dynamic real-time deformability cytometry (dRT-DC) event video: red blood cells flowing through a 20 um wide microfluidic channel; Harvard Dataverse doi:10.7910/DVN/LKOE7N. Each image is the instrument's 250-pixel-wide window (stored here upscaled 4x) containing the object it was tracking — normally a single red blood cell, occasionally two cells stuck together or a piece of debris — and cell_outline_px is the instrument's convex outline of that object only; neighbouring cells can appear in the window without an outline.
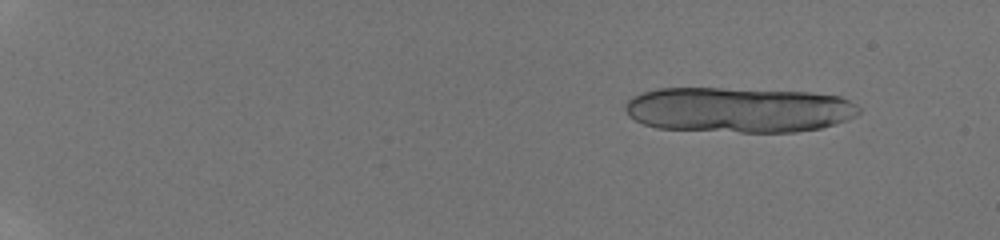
{"species": "human", "species_latin": "Homo sapiens", "temperature_condition": "room temperature", "stored_images_in_passage": 21, "camera_frame_rate_fps": 3000, "um_per_image_px": 0.085, "donor": {"sex": "male"}, "frame": {"image": 1, "passage_image": 6, "time_ms": 1.667, "image_size_px": [1000, 240], "cell_outline_px": [[860, 112], [856, 116], [836, 124], [820, 128], [796, 132], [740, 132], [656, 128], [644, 124], [628, 116], [624, 108], [624, 104], [632, 96], [640, 92], [656, 88], [720, 88], [812, 92], [840, 96], [856, 104], [860, 108]], "centroid_in_image_um": [62.77, 9.33], "position_along_channel_um": 22.2, "area_um2": 62.31}}